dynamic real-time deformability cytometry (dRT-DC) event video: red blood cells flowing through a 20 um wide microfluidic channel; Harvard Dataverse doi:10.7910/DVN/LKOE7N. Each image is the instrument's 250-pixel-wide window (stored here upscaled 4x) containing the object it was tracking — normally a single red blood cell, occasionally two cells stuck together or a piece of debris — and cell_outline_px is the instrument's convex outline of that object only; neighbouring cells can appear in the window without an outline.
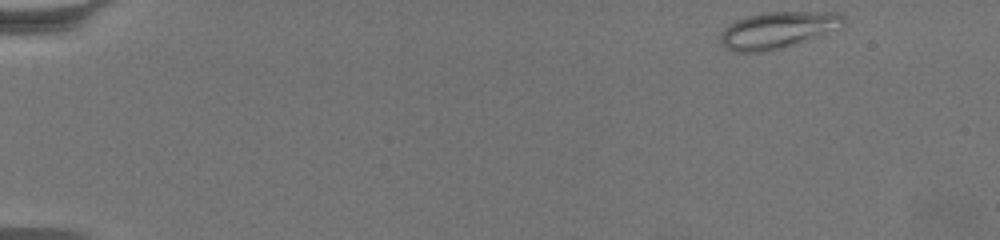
{"species": "common noctule bat (a hibernating species)", "species_latin": "Nyctalus noctula", "temperature_condition": "warm", "stored_images_in_passage": 58, "camera_frame_rate_fps": 3000, "um_per_image_px": 0.085, "animal": {"sex": "female", "body_mass_g": 19.5, "forearm_length_mm": 54.1}, "frame": {"image": 1, "passage_image": 1, "time_ms": 0.0, "image_size_px": [1000, 240], "cell_outline_px": [[844, 24], [840, 28], [780, 48], [764, 52], [736, 52], [720, 44], [720, 36], [724, 28], [736, 20], [748, 16], [768, 12], [840, 12], [844, 16]], "centroid_in_image_um": [66.09, 2.54], "position_along_channel_um": 18.9, "area_um2": 25.84}}
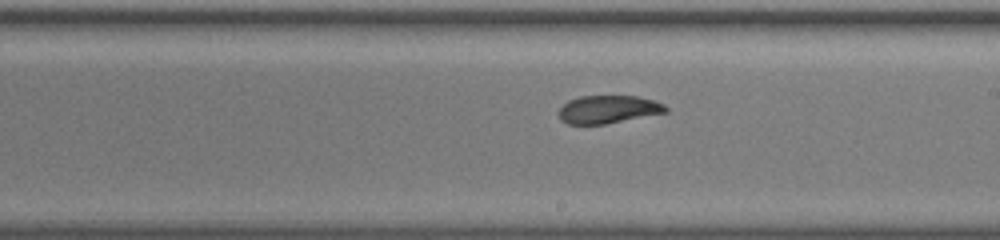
{"frame": {"image": 2, "passage_image": 33, "time_ms": 10.667, "image_size_px": [1000, 240], "cell_outline_px": [[668, 112], [604, 124], [568, 124], [560, 120], [560, 108], [568, 100], [580, 96], [636, 96], [652, 100], [664, 104], [668, 108]], "centroid_in_image_um": [51.7, 9.29], "position_along_channel_um": 237.3, "area_um2": 17.28}}
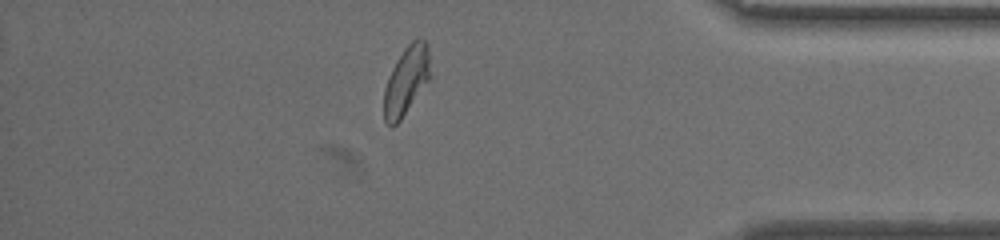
{"frame": {"image": 3, "passage_image": 50, "time_ms": 16.333, "image_size_px": [1000, 240], "cell_outline_px": [[428, 80], [400, 120], [392, 128], [384, 120], [384, 88], [388, 76], [396, 60], [404, 48], [416, 36], [420, 36], [428, 44]], "centroid_in_image_um": [34.49, 6.82], "position_along_channel_um": 400.7, "area_um2": 18.15}, "authors_computed_cell_mechanics": {"area_um2": 19.074, "velocity_mm_per_s": 3.3445, "shape_relaxation_time_tau1_ms": 9.4585, "shape_relaxation_time_tau2_ms": 2.6189, "deformation_change_tau1": 0.2132, "deformation_change_tau2": 0.0872}}